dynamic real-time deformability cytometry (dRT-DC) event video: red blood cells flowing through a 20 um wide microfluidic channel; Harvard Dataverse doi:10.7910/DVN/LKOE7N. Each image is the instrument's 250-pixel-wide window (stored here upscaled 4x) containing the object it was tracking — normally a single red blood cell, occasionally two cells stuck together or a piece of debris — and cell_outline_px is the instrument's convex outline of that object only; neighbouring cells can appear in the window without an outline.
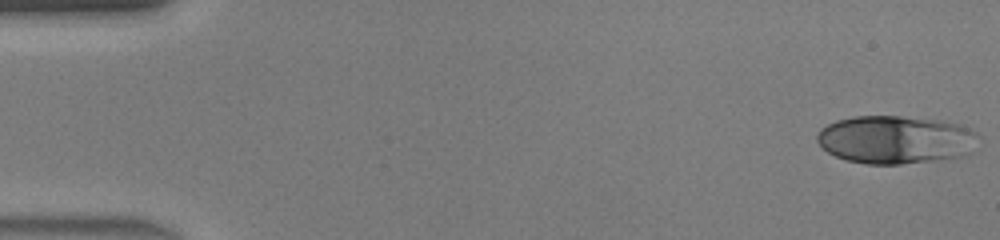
{"species": "human", "species_latin": "Homo sapiens", "temperature_condition": "warm", "stored_images_in_passage": 45, "camera_frame_rate_fps": 3000, "um_per_image_px": 0.085, "donor": {"sex": "male"}, "frame": {"image": 1, "passage_image": 1, "time_ms": 0.0, "image_size_px": [1000, 240], "cell_outline_px": [[980, 148], [964, 156], [940, 160], [900, 164], [868, 164], [848, 160], [836, 156], [828, 152], [816, 140], [816, 136], [820, 128], [836, 120], [856, 116], [900, 116], [940, 120], [960, 124], [976, 132], [980, 136]], "centroid_in_image_um": [76.22, 11.87], "position_along_channel_um": 8.8, "area_um2": 45.89}}
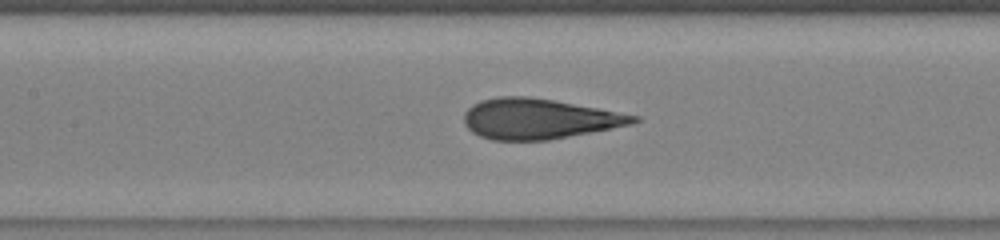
{"frame": {"image": 2, "passage_image": 21, "time_ms": 6.667, "image_size_px": [1000, 240], "cell_outline_px": [[640, 120], [632, 124], [612, 128], [548, 140], [492, 140], [480, 136], [472, 132], [464, 124], [464, 112], [472, 104], [480, 100], [500, 96], [528, 96], [552, 100], [640, 116]], "centroid_in_image_um": [45.75, 10.1], "position_along_channel_um": 161.6, "area_um2": 39.59}}
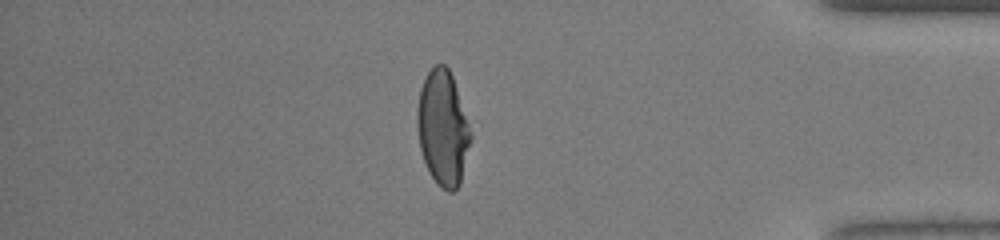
{"frame": {"image": 3, "passage_image": 39, "time_ms": 12.667, "image_size_px": [1000, 240], "cell_outline_px": [[472, 140], [460, 184], [452, 192], [448, 192], [440, 188], [436, 184], [428, 172], [420, 148], [416, 124], [416, 108], [420, 88], [428, 72], [436, 64], [444, 64], [448, 68], [452, 76], [472, 132]], "centroid_in_image_um": [37.64, 10.93], "position_along_channel_um": 397.6, "area_um2": 36.18}, "authors_computed_cell_mechanics": {"area_um2": 39.9398, "velocity_mm_per_s": 4.4819, "shape_relaxation_time_tau1_ms": 5.7474, "shape_relaxation_time_tau2_ms": null, "deformation_change_tau1": 0.2834, "deformation_change_tau2": null}}